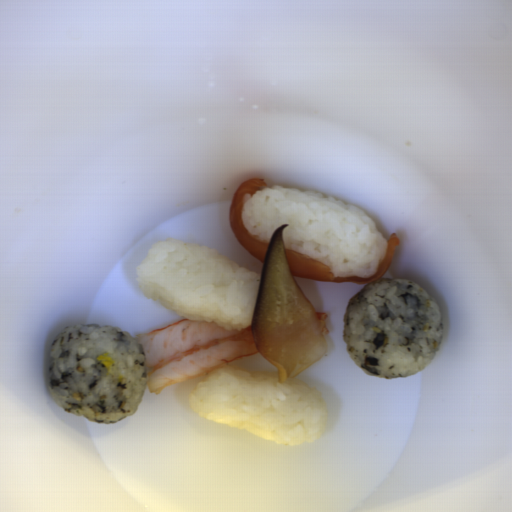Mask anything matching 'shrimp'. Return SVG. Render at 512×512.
Instances as JSON below:
<instances>
[{
  "label": "shrimp",
  "instance_id": "1",
  "mask_svg": "<svg viewBox=\"0 0 512 512\" xmlns=\"http://www.w3.org/2000/svg\"><path fill=\"white\" fill-rule=\"evenodd\" d=\"M134 337L146 355L145 386L155 395L260 353L251 325L227 330L217 322L184 318Z\"/></svg>",
  "mask_w": 512,
  "mask_h": 512
}]
</instances>
